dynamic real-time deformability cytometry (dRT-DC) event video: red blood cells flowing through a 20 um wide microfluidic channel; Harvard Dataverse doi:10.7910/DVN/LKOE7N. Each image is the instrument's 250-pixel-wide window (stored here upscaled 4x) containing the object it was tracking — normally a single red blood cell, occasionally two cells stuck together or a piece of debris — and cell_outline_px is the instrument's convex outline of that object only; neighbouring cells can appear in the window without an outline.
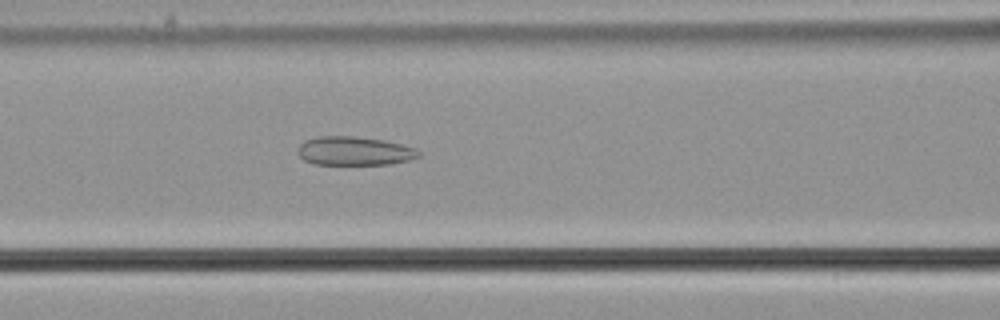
{"species": "common noctule bat (a hibernating species)", "species_latin": "Nyctalus noctula", "temperature_condition": "cold", "stored_images_in_passage": 55, "camera_frame_rate_fps": 3000, "um_per_image_px": 0.085, "animal": {"sex": "male", "body_mass_g": 21.5, "forearm_length_mm": 52.0}, "frame": {"image": 1, "passage_image": 23, "time_ms": 7.333, "image_size_px": [1000, 320], "cell_outline_px": [[420, 156], [408, 160], [392, 164], [312, 164], [304, 160], [296, 152], [300, 144], [304, 140], [320, 136], [352, 136], [384, 140], [416, 148], [420, 152]], "centroid_in_image_um": [30.1, 12.83], "position_along_channel_um": 136.5, "area_um2": 20.29}}
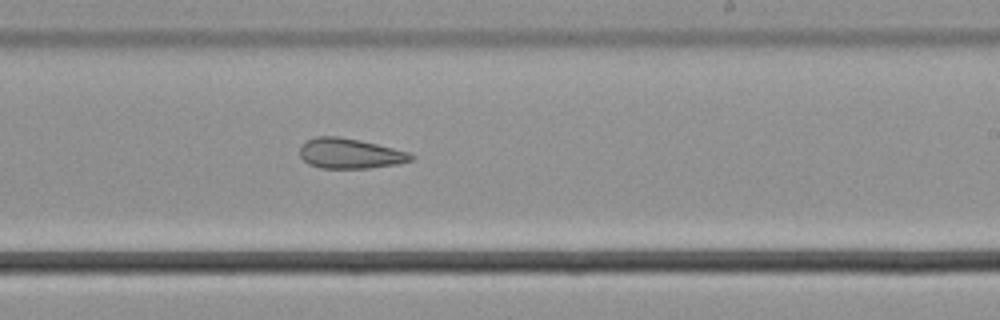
{"frame": {"image": 2, "passage_image": 33, "time_ms": 10.667, "image_size_px": [1000, 320], "cell_outline_px": [[416, 156], [412, 160], [400, 164], [368, 168], [320, 168], [308, 164], [300, 156], [300, 144], [316, 136], [336, 136], [360, 140], [408, 152]], "centroid_in_image_um": [29.74, 13.05], "position_along_channel_um": 259.3, "area_um2": 19.59}}
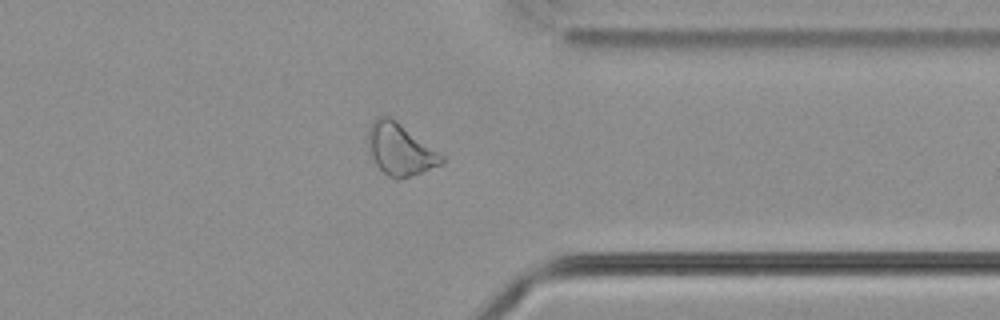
{"frame": {"image": 3, "passage_image": 43, "time_ms": 14.0, "image_size_px": [1000, 320], "cell_outline_px": [[444, 164], [396, 180], [388, 176], [376, 164], [372, 156], [368, 140], [368, 128], [372, 120], [376, 116], [388, 116], [396, 120], [444, 156]], "centroid_in_image_um": [34.0, 12.68], "position_along_channel_um": 377.4, "area_um2": 21.85}, "authors_computed_cell_mechanics": {"area_um2": 24.1604, "velocity_mm_per_s": 3.6947, "shape_relaxation_time_tau1_ms": null, "shape_relaxation_time_tau2_ms": 2.8674, "deformation_change_tau1": null, "deformation_change_tau2": 0.1046}}